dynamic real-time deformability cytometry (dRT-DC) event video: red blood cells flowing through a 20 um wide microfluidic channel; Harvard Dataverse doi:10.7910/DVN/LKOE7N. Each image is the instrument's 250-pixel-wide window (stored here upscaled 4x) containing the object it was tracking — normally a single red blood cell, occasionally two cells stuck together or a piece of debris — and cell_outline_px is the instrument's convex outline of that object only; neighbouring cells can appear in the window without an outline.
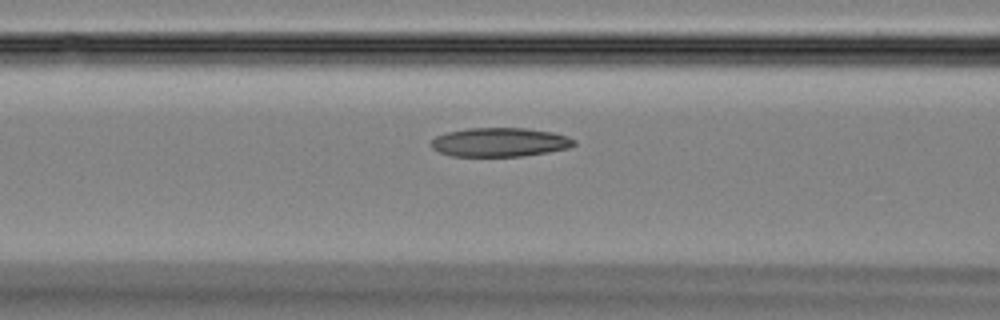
{"species": "Egyptian fruit bat (a non-hibernating species)", "species_latin": "Rousettus aegyptiacus", "temperature_condition": "room temperature", "stored_images_in_passage": 14, "camera_frame_rate_fps": 3000, "um_per_image_px": 0.085, "animal": {"sex": "female"}, "frame": {"image": 1, "passage_image": 12, "time_ms": 3.667, "image_size_px": [1000, 320], "cell_outline_px": [[576, 144], [568, 148], [548, 152], [524, 156], [452, 156], [440, 152], [432, 148], [428, 144], [436, 136], [448, 132], [468, 128], [524, 128], [552, 132], [568, 136], [576, 140]], "centroid_in_image_um": [42.48, 12.09], "position_along_channel_um": 124.1, "area_um2": 24.16}}